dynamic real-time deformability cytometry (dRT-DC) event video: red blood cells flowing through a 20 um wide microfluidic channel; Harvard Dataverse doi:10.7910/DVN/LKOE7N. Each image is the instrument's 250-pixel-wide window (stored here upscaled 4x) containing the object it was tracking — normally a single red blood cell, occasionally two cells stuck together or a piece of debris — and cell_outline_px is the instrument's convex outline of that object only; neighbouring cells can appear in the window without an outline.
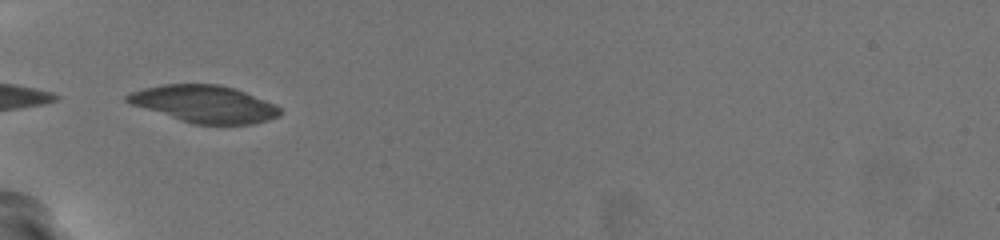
{"species": "common noctule bat (a hibernating species)", "species_latin": "Nyctalus noctula", "temperature_condition": "warm", "stored_images_in_passage": 8, "camera_frame_rate_fps": 3000, "um_per_image_px": 0.085, "animal": {"sex": "female", "body_mass_g": 19.5, "forearm_length_mm": 54.1}, "frame": {"image": 1, "passage_image": 1, "time_ms": 0.0, "image_size_px": [1000, 240], "cell_outline_px": [[280, 116], [268, 120], [252, 124], [192, 124], [132, 104], [124, 100], [124, 96], [132, 92], [144, 88], [164, 84], [216, 84], [236, 88], [276, 104], [280, 108]], "centroid_in_image_um": [17.41, 8.83], "position_along_channel_um": 67.6, "area_um2": 32.95}}
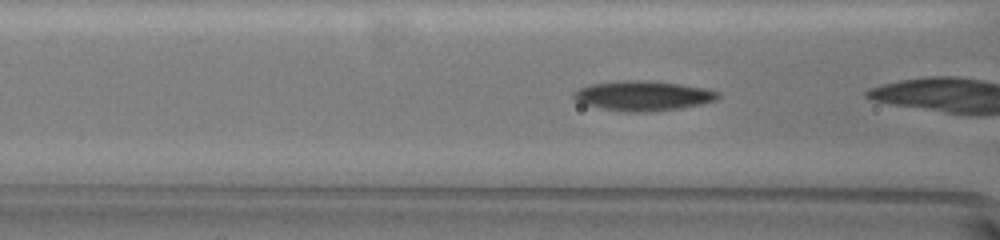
{"frame": {"image": 2, "passage_image": 3, "time_ms": 0.667, "image_size_px": [1000, 240], "cell_outline_px": [[720, 96], [716, 100], [700, 104], [680, 108], [648, 112], [624, 112], [600, 108], [584, 104], [576, 100], [572, 96], [572, 92], [576, 88], [592, 84], [624, 80], [644, 80], [680, 84], [704, 88], [720, 92]], "centroid_in_image_um": [54.62, 8.14], "position_along_channel_um": 112.0, "area_um2": 25.14}}